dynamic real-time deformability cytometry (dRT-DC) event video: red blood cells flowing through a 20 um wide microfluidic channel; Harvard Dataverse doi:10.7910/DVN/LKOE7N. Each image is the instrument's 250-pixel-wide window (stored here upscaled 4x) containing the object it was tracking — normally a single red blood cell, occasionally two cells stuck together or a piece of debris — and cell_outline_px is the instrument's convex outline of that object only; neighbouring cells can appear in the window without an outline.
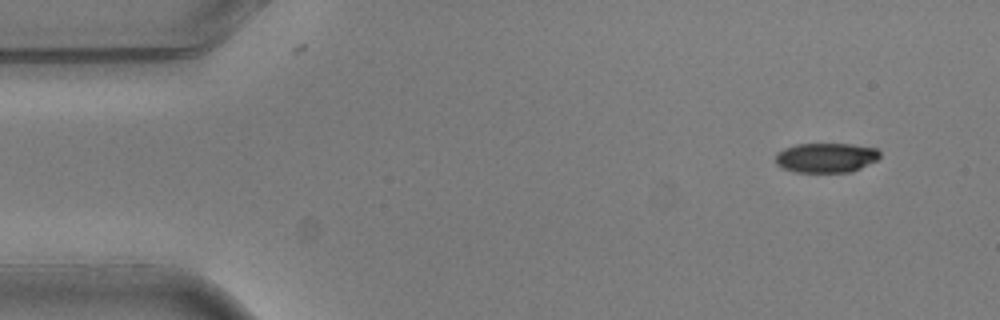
{"species": "common noctule bat (a hibernating species)", "species_latin": "Nyctalus noctula", "temperature_condition": "warm", "stored_images_in_passage": 5, "camera_frame_rate_fps": 3000, "um_per_image_px": 0.085, "animal": {"sex": "male", "body_mass_g": 20.5, "forearm_length_mm": 52.5}, "frame": {"image": 1, "passage_image": 1, "time_ms": 0.0, "image_size_px": [1000, 320], "cell_outline_px": [[880, 156], [876, 160], [852, 172], [796, 172], [784, 168], [776, 164], [776, 152], [784, 148], [796, 144], [852, 144], [876, 148], [880, 152]], "centroid_in_image_um": [70.21, 13.4], "position_along_channel_um": 14.8, "area_um2": 18.03}}
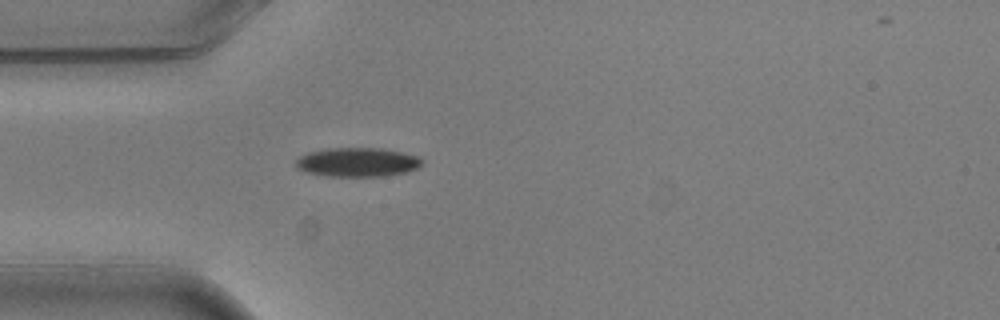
{"frame": {"image": 2, "passage_image": 4, "time_ms": 1.0, "image_size_px": [1000, 320], "cell_outline_px": [[424, 164], [416, 168], [404, 172], [384, 176], [324, 176], [308, 172], [296, 168], [296, 160], [300, 156], [308, 152], [328, 148], [380, 148], [400, 152], [416, 156], [424, 160]], "centroid_in_image_um": [30.37, 13.78], "position_along_channel_um": 54.6, "area_um2": 21.27}}